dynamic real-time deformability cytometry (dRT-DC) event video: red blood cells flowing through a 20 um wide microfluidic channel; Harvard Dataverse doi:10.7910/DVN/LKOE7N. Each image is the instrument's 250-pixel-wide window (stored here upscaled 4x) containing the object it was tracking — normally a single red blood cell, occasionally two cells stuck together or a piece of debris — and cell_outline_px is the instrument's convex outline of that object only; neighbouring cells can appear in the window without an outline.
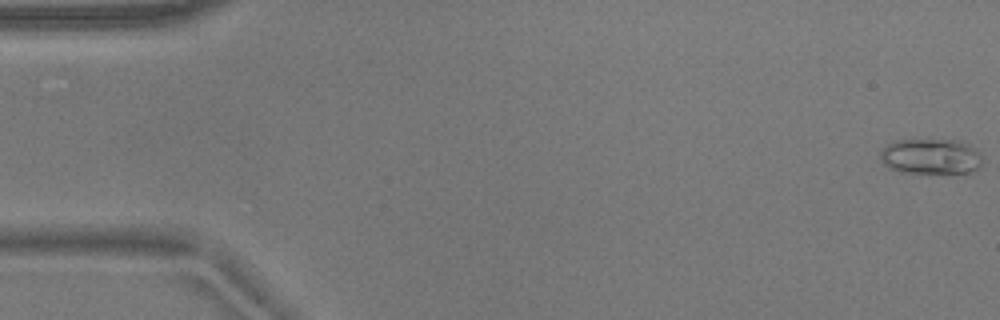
{"species": "common noctule bat (a hibernating species)", "species_latin": "Nyctalus noctula", "temperature_condition": "warm", "stored_images_in_passage": 54, "camera_frame_rate_fps": 3000, "um_per_image_px": 0.085, "animal": {"sex": "male", "body_mass_g": 17.9}, "frame": {"image": 1, "passage_image": 1, "time_ms": 0.0, "image_size_px": [1000, 320], "cell_outline_px": [[980, 168], [972, 172], [944, 176], [900, 172], [888, 168], [884, 164], [880, 156], [880, 152], [892, 140], [960, 140], [976, 148], [980, 152]], "centroid_in_image_um": [79.15, 13.35], "position_along_channel_um": 5.9, "area_um2": 22.08}}
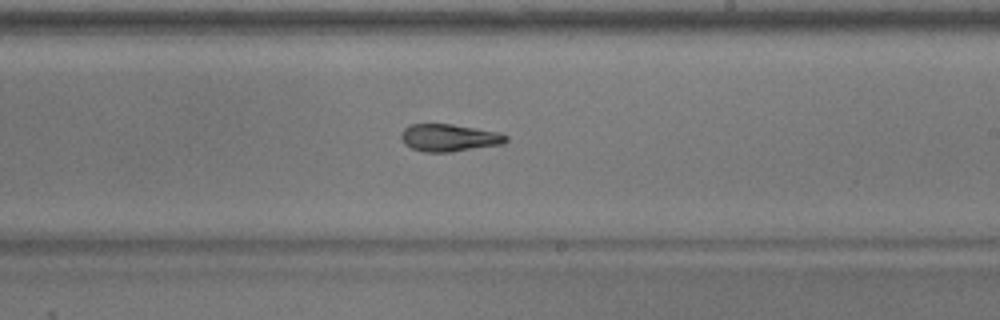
{"frame": {"image": 2, "passage_image": 32, "time_ms": 10.333, "image_size_px": [1000, 320], "cell_outline_px": [[508, 140], [504, 144], [452, 152], [424, 152], [412, 148], [404, 144], [400, 136], [400, 132], [408, 124], [452, 124], [500, 132], [508, 136]], "centroid_in_image_um": [38.18, 11.71], "position_along_channel_um": 250.8, "area_um2": 16.99}}
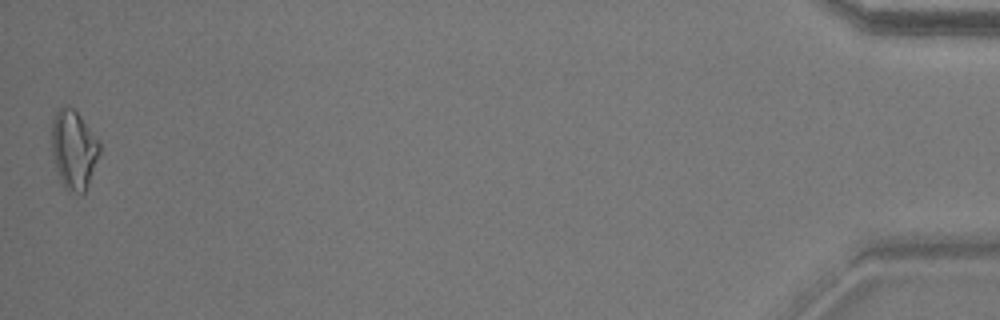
{"frame": {"image": 3, "passage_image": 54, "time_ms": 17.667, "image_size_px": [1000, 320], "cell_outline_px": [[100, 152], [88, 184], [84, 192], [68, 192], [64, 188], [60, 180], [56, 168], [52, 152], [52, 120], [56, 112], [64, 104], [68, 104], [80, 116], [100, 140]], "centroid_in_image_um": [6.27, 12.69], "position_along_channel_um": 428.9, "area_um2": 22.02}, "authors_computed_cell_mechanics": {"area_um2": 17.4267, "velocity_mm_per_s": 3.7276, "shape_relaxation_time_tau1_ms": 4.7897, "shape_relaxation_time_tau2_ms": 4.8551, "deformation_change_tau1": 0.1889, "deformation_change_tau2": 0.1561}}